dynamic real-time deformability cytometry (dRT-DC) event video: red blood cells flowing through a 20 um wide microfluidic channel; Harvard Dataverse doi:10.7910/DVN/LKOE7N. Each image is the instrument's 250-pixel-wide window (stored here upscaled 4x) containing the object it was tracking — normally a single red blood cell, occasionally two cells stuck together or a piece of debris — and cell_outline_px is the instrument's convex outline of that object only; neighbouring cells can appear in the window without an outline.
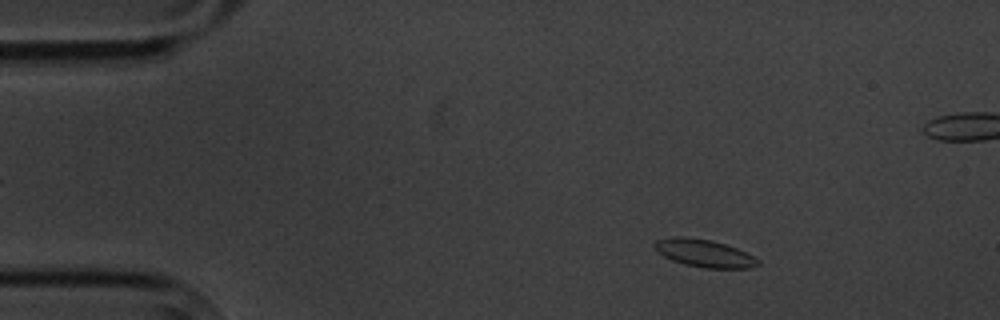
{"species": "common noctule bat (a hibernating species)", "species_latin": "Nyctalus noctula", "temperature_condition": "cold", "stored_images_in_passage": 6, "camera_frame_rate_fps": 3000, "um_per_image_px": 0.085, "animal": {"sex": "male", "body_mass_g": 20.1, "forearm_length_mm": 53.5}, "frame": {"image": 1, "passage_image": 2, "time_ms": 1.333, "image_size_px": [1000, 320], "cell_outline_px": [[760, 264], [748, 268], [704, 268], [684, 264], [672, 260], [656, 252], [652, 244], [656, 240], [672, 236], [684, 236], [712, 240], [736, 248], [760, 260]], "centroid_in_image_um": [59.8, 21.51], "position_along_channel_um": 25.2, "area_um2": 16.7}}